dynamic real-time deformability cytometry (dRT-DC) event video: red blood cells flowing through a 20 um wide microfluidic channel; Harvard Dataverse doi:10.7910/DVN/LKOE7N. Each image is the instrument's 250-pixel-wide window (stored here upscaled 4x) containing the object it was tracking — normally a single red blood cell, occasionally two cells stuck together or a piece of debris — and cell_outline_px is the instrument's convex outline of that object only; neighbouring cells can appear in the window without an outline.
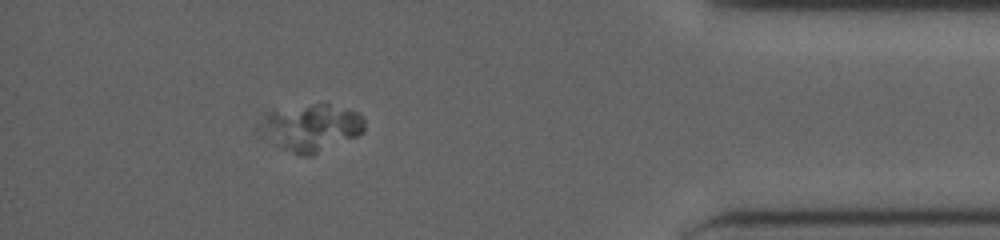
{"species": "human", "species_latin": "Homo sapiens", "temperature_condition": "cold", "stored_images_in_passage": 35, "camera_frame_rate_fps": 3000, "um_per_image_px": 0.085, "donor": {"sex": "male"}, "frame": {"image": 1, "passage_image": 30, "time_ms": 9.667, "image_size_px": [1000, 240], "cell_outline_px": [[364, 132], [356, 136], [312, 156], [300, 156], [292, 148], [300, 112], [304, 108], [312, 104], [328, 104], [348, 108], [364, 116]], "centroid_in_image_um": [27.66, 10.89], "position_along_channel_um": 407.5, "area_um2": 19.36}}